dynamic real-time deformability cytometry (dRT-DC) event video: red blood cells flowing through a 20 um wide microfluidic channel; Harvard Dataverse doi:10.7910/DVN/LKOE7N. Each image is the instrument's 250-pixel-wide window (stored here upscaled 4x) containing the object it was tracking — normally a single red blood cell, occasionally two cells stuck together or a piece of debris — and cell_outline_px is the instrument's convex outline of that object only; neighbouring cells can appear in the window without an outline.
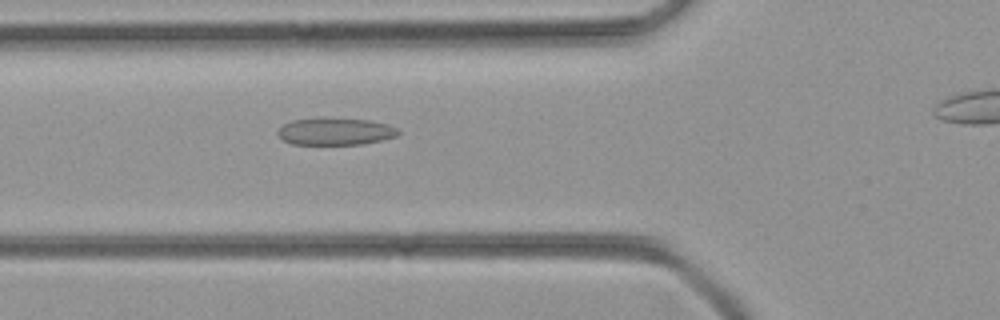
{"species": "common noctule bat (a hibernating species)", "species_latin": "Nyctalus noctula", "temperature_condition": "room temperature", "stored_images_in_passage": 29, "camera_frame_rate_fps": 3000, "um_per_image_px": 0.085, "animal": {"sex": "female", "body_mass_g": 21.9}, "frame": {"image": 1, "passage_image": 4, "time_ms": 1.0, "image_size_px": [1000, 320], "cell_outline_px": [[400, 132], [396, 136], [364, 144], [292, 144], [284, 140], [276, 132], [284, 124], [292, 120], [320, 116], [324, 116], [368, 120], [388, 124], [400, 128]], "centroid_in_image_um": [28.51, 11.14], "position_along_channel_um": 97.3, "area_um2": 19.48}}
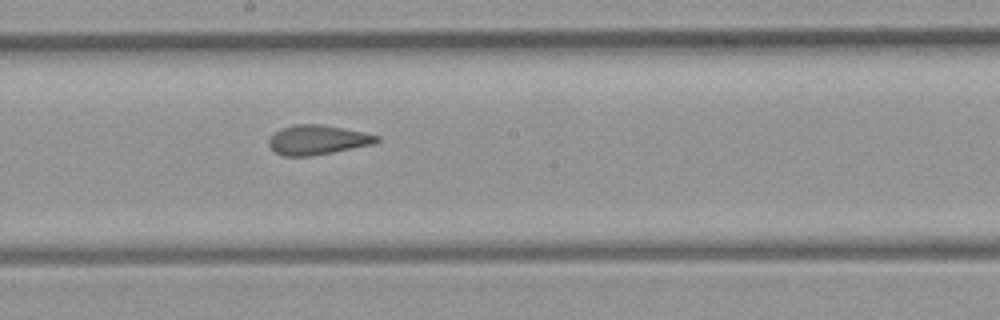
{"frame": {"image": 2, "passage_image": 13, "time_ms": 4.0, "image_size_px": [1000, 320], "cell_outline_px": [[380, 140], [372, 144], [312, 156], [284, 156], [276, 152], [268, 144], [268, 140], [280, 128], [296, 124], [320, 124], [364, 132], [380, 136]], "centroid_in_image_um": [26.98, 11.88], "position_along_channel_um": 221.2, "area_um2": 18.38}}
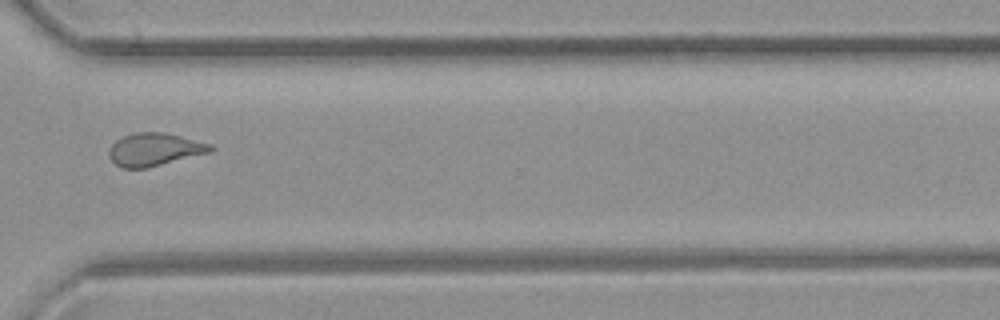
{"frame": {"image": 3, "passage_image": 23, "time_ms": 7.333, "image_size_px": [1000, 320], "cell_outline_px": [[216, 148], [212, 152], [148, 168], [120, 168], [108, 156], [108, 148], [116, 140], [124, 136], [136, 132], [164, 132], [212, 144]], "centroid_in_image_um": [13.15, 12.71], "position_along_channel_um": 357.5, "area_um2": 19.65}}